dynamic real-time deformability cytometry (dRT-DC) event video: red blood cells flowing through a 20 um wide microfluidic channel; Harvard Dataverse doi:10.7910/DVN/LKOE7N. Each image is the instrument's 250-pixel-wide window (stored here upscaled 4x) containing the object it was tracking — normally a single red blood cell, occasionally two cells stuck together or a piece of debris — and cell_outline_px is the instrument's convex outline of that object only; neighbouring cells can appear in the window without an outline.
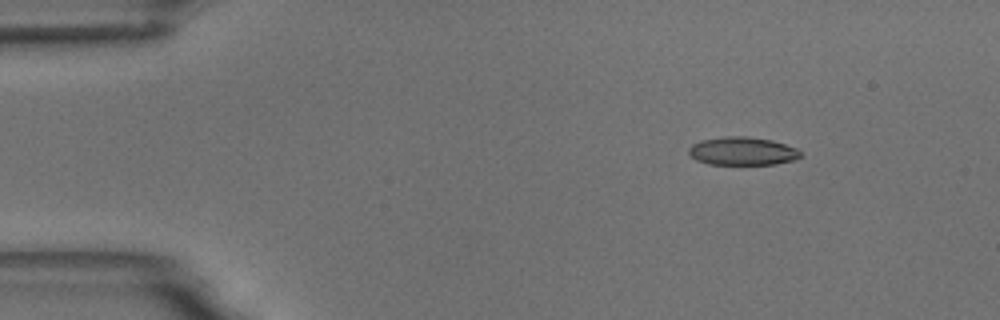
{"species": "common noctule bat (a hibernating species)", "species_latin": "Nyctalus noctula", "temperature_condition": "room temperature", "stored_images_in_passage": 49, "camera_frame_rate_fps": 3000, "um_per_image_px": 0.085, "animal": {"sex": "male", "body_mass_g": 18.8}, "frame": {"image": 1, "passage_image": 1, "time_ms": 0.0, "image_size_px": [1000, 320], "cell_outline_px": [[800, 156], [796, 160], [776, 164], [708, 164], [696, 160], [688, 152], [688, 148], [692, 144], [700, 140], [724, 136], [748, 136], [772, 140], [796, 148], [800, 152]], "centroid_in_image_um": [63.09, 12.84], "position_along_channel_um": 21.9, "area_um2": 18.44}}
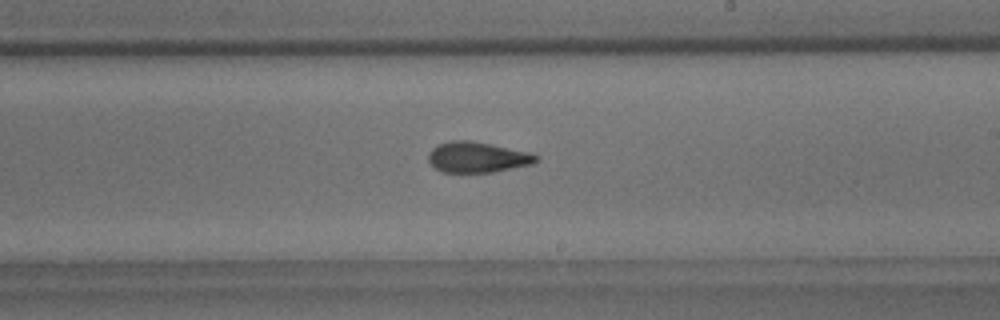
{"frame": {"image": 2, "passage_image": 26, "time_ms": 8.333, "image_size_px": [1000, 320], "cell_outline_px": [[540, 160], [532, 164], [492, 172], [444, 172], [436, 168], [428, 160], [428, 152], [432, 148], [440, 144], [452, 140], [468, 140], [528, 152], [540, 156]], "centroid_in_image_um": [40.58, 13.37], "position_along_channel_um": 248.4, "area_um2": 18.96}}
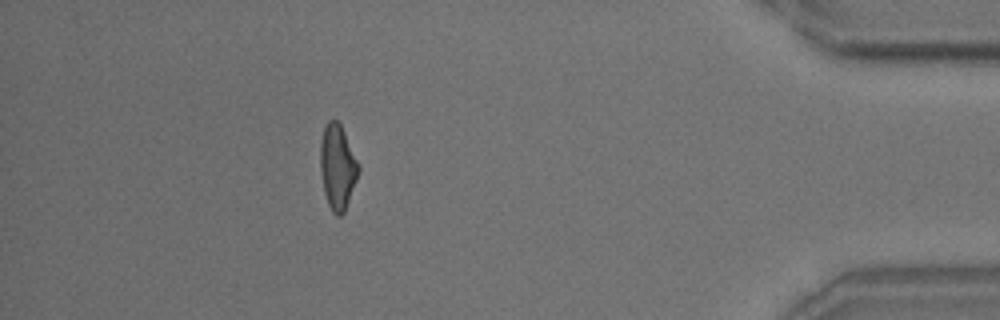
{"frame": {"image": 3, "passage_image": 43, "time_ms": 14.0, "image_size_px": [1000, 320], "cell_outline_px": [[360, 168], [356, 180], [344, 212], [340, 216], [336, 216], [332, 212], [328, 204], [324, 192], [320, 172], [320, 144], [324, 128], [328, 120], [336, 120], [340, 124], [344, 132]], "centroid_in_image_um": [28.66, 14.21], "position_along_channel_um": 406.5, "area_um2": 18.61}, "authors_computed_cell_mechanics": {"area_um2": 18.9584, "velocity_mm_per_s": 3.6606, "shape_relaxation_time_tau1_ms": 6.742, "shape_relaxation_time_tau2_ms": 2.4863, "deformation_change_tau1": 0.1982, "deformation_change_tau2": 0.115}}